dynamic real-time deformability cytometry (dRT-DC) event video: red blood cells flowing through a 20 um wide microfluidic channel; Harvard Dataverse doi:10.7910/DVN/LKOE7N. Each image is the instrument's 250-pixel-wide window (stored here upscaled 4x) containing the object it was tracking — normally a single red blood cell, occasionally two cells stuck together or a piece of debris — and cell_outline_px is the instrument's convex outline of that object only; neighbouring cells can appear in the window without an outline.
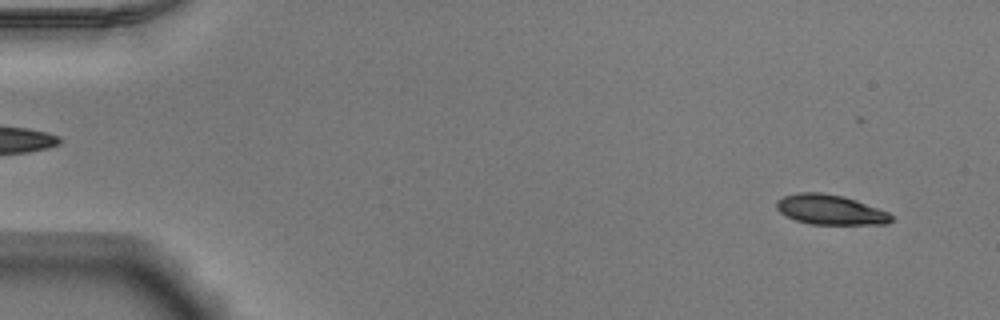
{"species": "Egyptian fruit bat (a non-hibernating species)", "species_latin": "Rousettus aegyptiacus", "temperature_condition": "warm", "stored_images_in_passage": 52, "camera_frame_rate_fps": 3000, "um_per_image_px": 0.085, "animal": {"sex": "male"}, "frame": {"image": 1, "passage_image": 3, "time_ms": 0.667, "image_size_px": [1000, 320], "cell_outline_px": [[892, 220], [888, 224], [812, 224], [796, 220], [784, 216], [776, 208], [776, 200], [784, 196], [800, 192], [820, 192], [844, 196], [856, 200], [888, 212], [892, 216]], "centroid_in_image_um": [70.55, 17.82], "position_along_channel_um": 14.5, "area_um2": 20.0}}
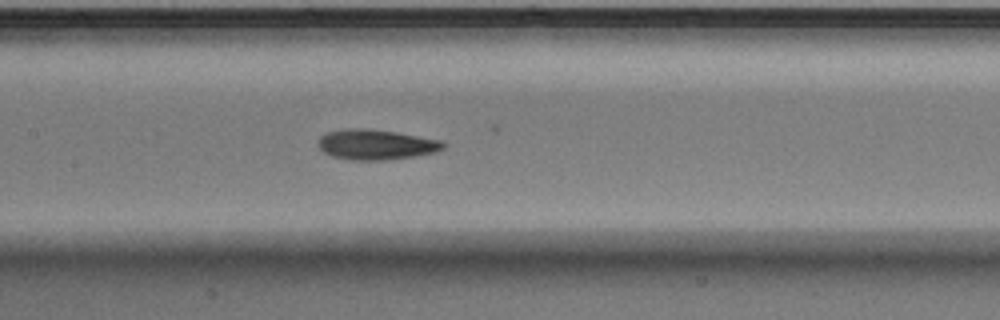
{"frame": {"image": 2, "passage_image": 25, "time_ms": 8.0, "image_size_px": [1000, 320], "cell_outline_px": [[448, 144], [444, 148], [436, 152], [416, 156], [388, 160], [352, 160], [332, 156], [324, 152], [316, 144], [316, 140], [320, 136], [328, 132], [344, 128], [364, 128], [396, 132], [444, 140]], "centroid_in_image_um": [31.99, 12.28], "position_along_channel_um": 175.4, "area_um2": 22.43}}
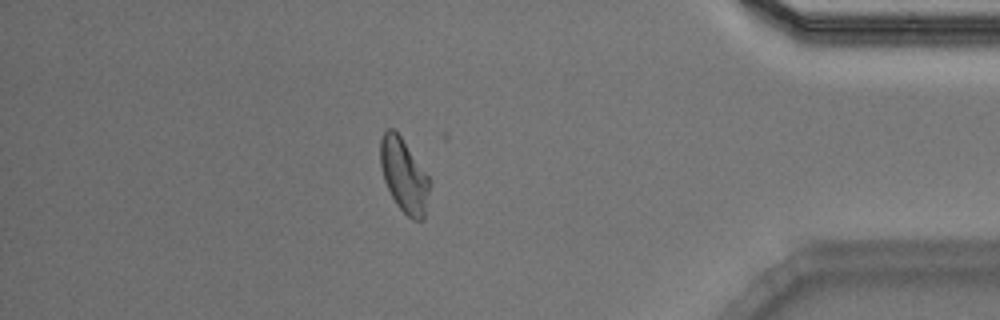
{"frame": {"image": 3, "passage_image": 45, "time_ms": 14.667, "image_size_px": [1000, 320], "cell_outline_px": [[432, 180], [424, 220], [412, 220], [396, 204], [384, 180], [380, 164], [380, 140], [384, 132], [388, 128], [392, 128], [400, 136]], "centroid_in_image_um": [34.37, 14.94], "position_along_channel_um": 400.8, "area_um2": 21.21}, "authors_computed_cell_mechanics": {"area_um2": 21.2126, "velocity_mm_per_s": 3.8837, "shape_relaxation_time_tau1_ms": null, "shape_relaxation_time_tau2_ms": 1.5589, "deformation_change_tau1": null, "deformation_change_tau2": 0.0633}}